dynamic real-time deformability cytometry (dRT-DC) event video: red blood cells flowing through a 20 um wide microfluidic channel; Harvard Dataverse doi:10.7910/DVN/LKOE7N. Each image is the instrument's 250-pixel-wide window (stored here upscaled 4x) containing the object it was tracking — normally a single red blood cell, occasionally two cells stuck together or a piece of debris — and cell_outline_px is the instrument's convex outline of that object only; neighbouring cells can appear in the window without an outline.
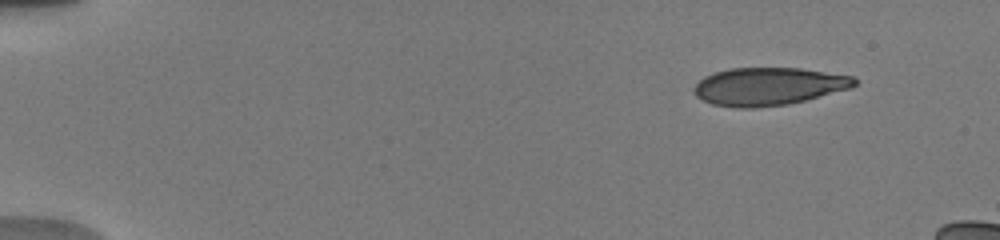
{"species": "human", "species_latin": "Homo sapiens", "temperature_condition": "warm", "stored_images_in_passage": 35, "camera_frame_rate_fps": 3000, "um_per_image_px": 0.085, "donor": {"sex": "male"}, "frame": {"image": 1, "passage_image": 9, "time_ms": 1.667, "image_size_px": [1000, 240], "cell_outline_px": [[856, 84], [848, 88], [804, 100], [788, 104], [752, 108], [740, 108], [712, 104], [696, 96], [692, 92], [692, 88], [704, 76], [728, 68], [800, 68], [856, 76]], "centroid_in_image_um": [65.29, 7.33], "position_along_channel_um": 19.7, "area_um2": 35.2}}
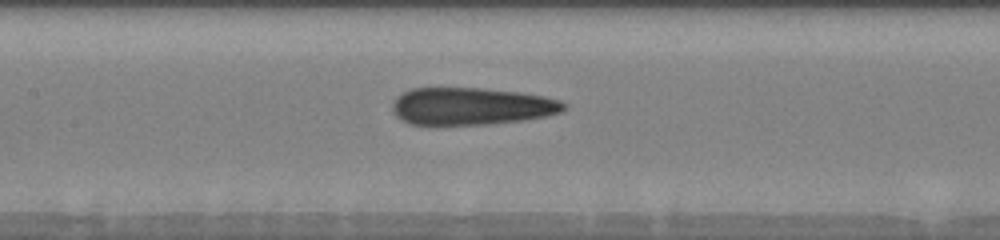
{"frame": {"image": 2, "passage_image": 31, "time_ms": 8.667, "image_size_px": [1000, 240], "cell_outline_px": [[568, 108], [564, 112], [524, 120], [492, 124], [436, 128], [408, 124], [400, 120], [392, 112], [392, 104], [396, 96], [412, 88], [484, 88], [520, 92], [544, 96], [560, 100], [568, 104]], "centroid_in_image_um": [40.02, 9.08], "position_along_channel_um": 167.4, "area_um2": 38.9}}
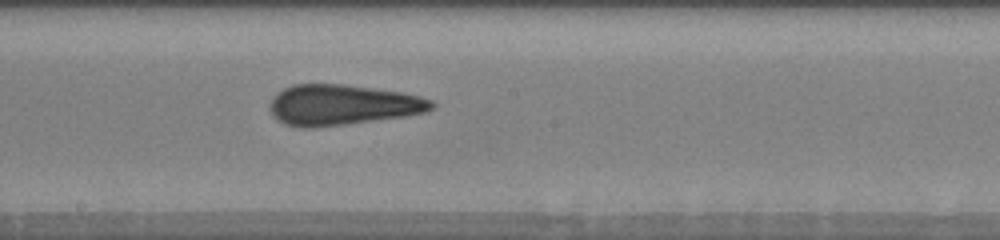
{"frame": {"image": 3, "passage_image": 35, "time_ms": 10.0, "image_size_px": [1000, 240], "cell_outline_px": [[436, 104], [428, 112], [404, 116], [344, 124], [308, 128], [284, 124], [276, 120], [272, 116], [268, 108], [272, 96], [284, 88], [292, 84], [344, 84], [404, 92], [420, 96], [432, 100]], "centroid_in_image_um": [29.07, 8.9], "position_along_channel_um": 219.1, "area_um2": 38.44}}